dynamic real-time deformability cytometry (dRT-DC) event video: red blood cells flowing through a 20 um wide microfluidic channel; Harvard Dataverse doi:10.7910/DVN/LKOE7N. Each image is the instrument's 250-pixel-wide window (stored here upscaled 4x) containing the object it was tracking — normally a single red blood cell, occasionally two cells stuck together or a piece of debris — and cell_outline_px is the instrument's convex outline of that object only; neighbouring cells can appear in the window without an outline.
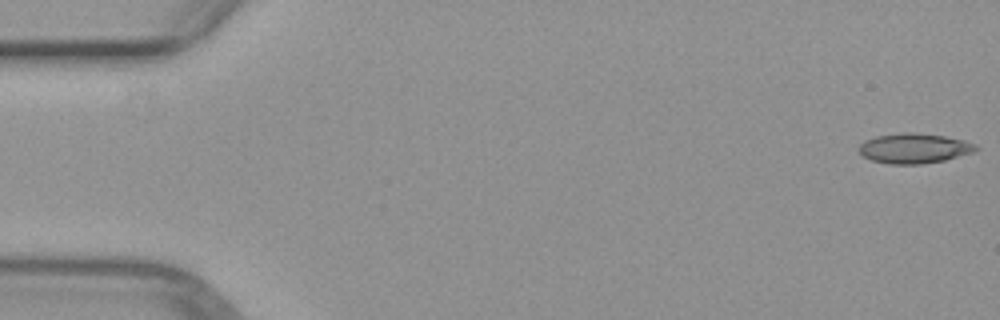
{"species": "common noctule bat (a hibernating species)", "species_latin": "Nyctalus noctula", "temperature_condition": "warm", "stored_images_in_passage": 22, "camera_frame_rate_fps": 3000, "um_per_image_px": 0.085, "animal": {"sex": "female", "body_mass_g": 29.2, "forearm_length_mm": 56.3}, "frame": {"image": 1, "passage_image": 1, "time_ms": 0.0, "image_size_px": [1000, 320], "cell_outline_px": [[980, 148], [972, 152], [944, 160], [920, 164], [888, 164], [872, 160], [864, 156], [856, 148], [864, 140], [876, 136], [900, 132], [912, 132], [944, 136], [964, 140], [976, 144]], "centroid_in_image_um": [77.67, 12.6], "position_along_channel_um": 7.3, "area_um2": 20.46}}
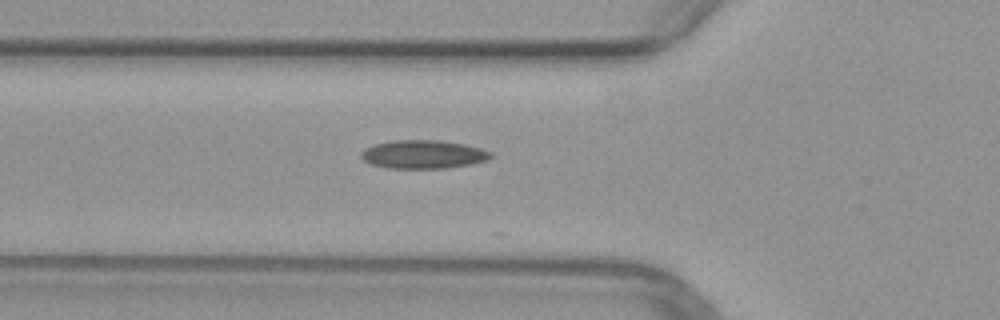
{"frame": {"image": 2, "passage_image": 18, "time_ms": 5.667, "image_size_px": [1000, 320], "cell_outline_px": [[496, 156], [488, 160], [472, 164], [448, 168], [384, 168], [368, 164], [360, 156], [360, 152], [364, 148], [376, 144], [392, 140], [440, 140], [464, 144], [480, 148], [492, 152]], "centroid_in_image_um": [35.98, 13.13], "position_along_channel_um": 89.8, "area_um2": 21.85}}
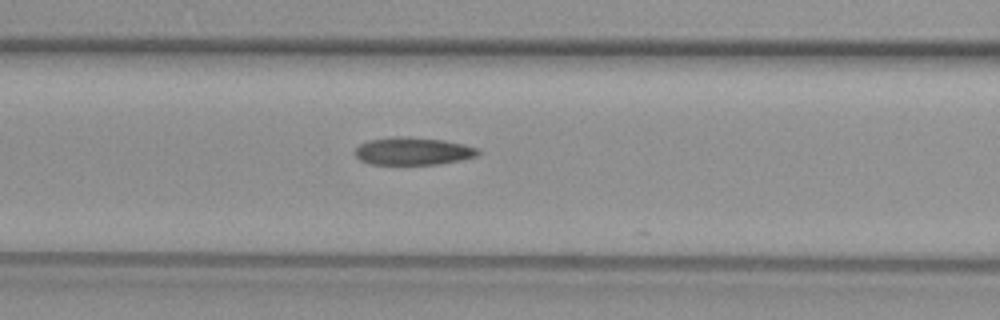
{"frame": {"image": 3, "passage_image": 21, "time_ms": 6.667, "image_size_px": [1000, 320], "cell_outline_px": [[480, 152], [476, 156], [464, 160], [440, 164], [368, 164], [360, 160], [352, 152], [360, 144], [368, 140], [396, 136], [404, 136], [444, 140], [464, 144], [476, 148]], "centroid_in_image_um": [35.08, 12.85], "position_along_channel_um": 131.5, "area_um2": 20.0}}